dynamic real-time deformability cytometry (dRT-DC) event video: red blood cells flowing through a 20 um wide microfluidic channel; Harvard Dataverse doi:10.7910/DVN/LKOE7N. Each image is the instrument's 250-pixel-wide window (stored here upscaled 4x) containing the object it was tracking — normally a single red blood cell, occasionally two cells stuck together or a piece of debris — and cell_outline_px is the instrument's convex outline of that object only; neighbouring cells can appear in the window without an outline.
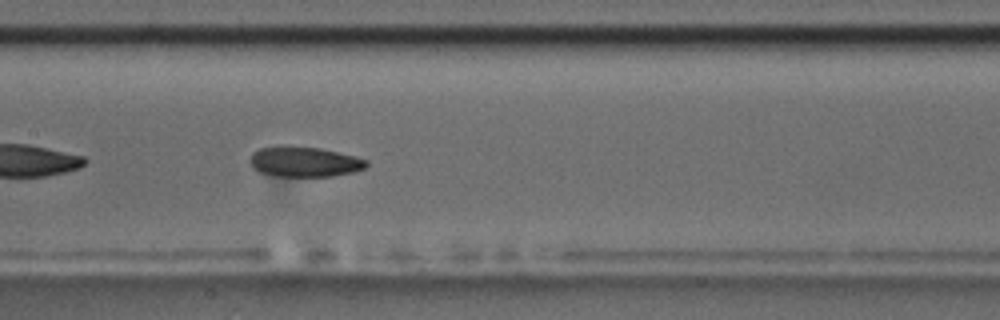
{"species": "common noctule bat (a hibernating species)", "species_latin": "Nyctalus noctula", "temperature_condition": "room temperature", "stored_images_in_passage": 40, "camera_frame_rate_fps": 3000, "um_per_image_px": 0.085, "animal": {"sex": "male", "body_mass_g": 17.5, "forearm_length_mm": 52.3}, "frame": {"image": 1, "passage_image": 12, "time_ms": 3.667, "image_size_px": [1000, 320], "cell_outline_px": [[368, 164], [364, 168], [352, 172], [332, 176], [276, 176], [260, 172], [252, 168], [248, 160], [252, 152], [260, 148], [280, 144], [284, 144], [320, 148], [356, 156], [368, 160]], "centroid_in_image_um": [25.81, 13.72], "position_along_channel_um": 181.6, "area_um2": 20.92}}
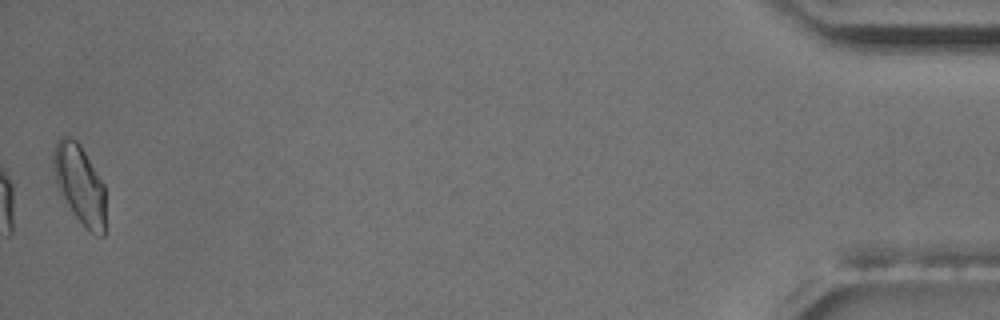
{"frame": {"image": 2, "passage_image": 40, "time_ms": 13.0, "image_size_px": [1000, 320], "cell_outline_px": [[104, 236], [96, 236], [88, 232], [76, 216], [60, 192], [56, 180], [52, 164], [52, 152], [56, 140], [60, 136], [68, 136], [76, 140], [80, 144], [104, 184]], "centroid_in_image_um": [6.76, 15.63], "position_along_channel_um": 428.4, "area_um2": 23.93}, "authors_computed_cell_mechanics": {"area_um2": 21.1548, "velocity_mm_per_s": 3.6247, "shape_relaxation_time_tau1_ms": null, "shape_relaxation_time_tau2_ms": 4.2553, "deformation_change_tau1": null, "deformation_change_tau2": 0.1004}}